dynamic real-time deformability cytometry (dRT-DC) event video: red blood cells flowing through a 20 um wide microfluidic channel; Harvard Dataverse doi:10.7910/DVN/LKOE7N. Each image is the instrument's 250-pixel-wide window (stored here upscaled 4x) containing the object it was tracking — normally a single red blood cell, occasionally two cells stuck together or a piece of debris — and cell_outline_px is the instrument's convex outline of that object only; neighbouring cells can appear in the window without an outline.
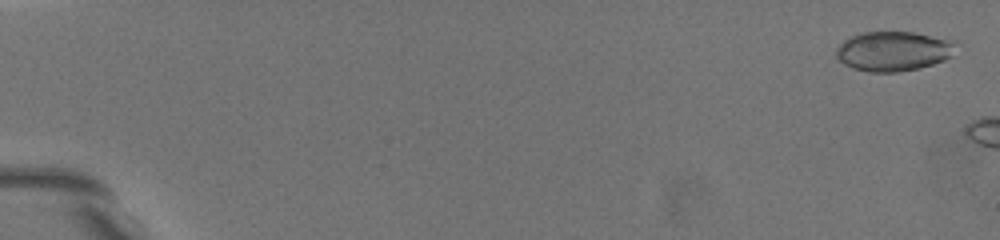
{"species": "common noctule bat (a hibernating species)", "species_latin": "Nyctalus noctula", "temperature_condition": "warm", "stored_images_in_passage": 14, "camera_frame_rate_fps": 3000, "um_per_image_px": 0.085, "animal": {"sex": "female", "body_mass_g": 19.5, "forearm_length_mm": 54.1}, "frame": {"image": 1, "passage_image": 3, "time_ms": 0.333, "image_size_px": [1000, 240], "cell_outline_px": [[956, 40], [952, 56], [944, 60], [920, 68], [896, 72], [868, 72], [852, 68], [836, 60], [836, 48], [848, 36], [860, 32], [912, 32]], "centroid_in_image_um": [75.9, 4.34], "position_along_channel_um": 9.1, "area_um2": 27.98}}